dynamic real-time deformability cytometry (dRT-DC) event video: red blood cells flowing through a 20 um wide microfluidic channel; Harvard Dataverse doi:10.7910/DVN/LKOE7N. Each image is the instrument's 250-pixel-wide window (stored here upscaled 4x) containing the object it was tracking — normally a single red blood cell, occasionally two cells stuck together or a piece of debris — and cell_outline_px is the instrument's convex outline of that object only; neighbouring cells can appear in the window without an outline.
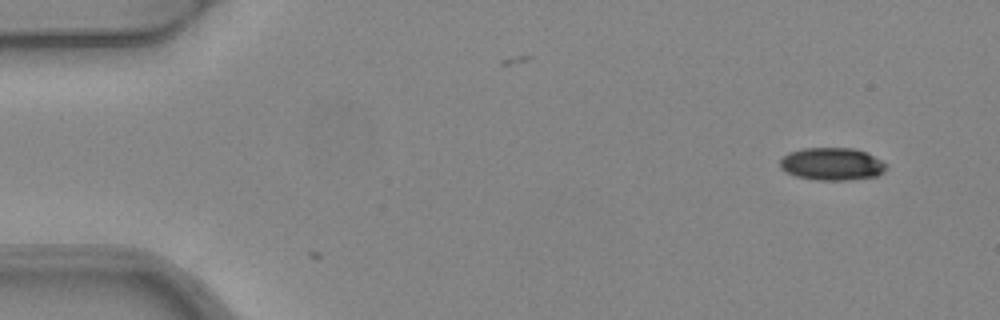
{"species": "common noctule bat (a hibernating species)", "species_latin": "Nyctalus noctula", "temperature_condition": "warm", "stored_images_in_passage": 4, "camera_frame_rate_fps": 3000, "um_per_image_px": 0.085, "animal": {"sex": "female", "body_mass_g": 24.6, "forearm_length_mm": 56.2}, "frame": {"image": 1, "passage_image": 1, "time_ms": 0.0, "image_size_px": [1000, 320], "cell_outline_px": [[888, 168], [884, 172], [876, 176], [844, 180], [816, 180], [796, 176], [780, 168], [780, 160], [788, 152], [804, 148], [852, 148], [868, 152], [888, 164]], "centroid_in_image_um": [70.75, 13.93], "position_along_channel_um": 14.2, "area_um2": 20.29}}
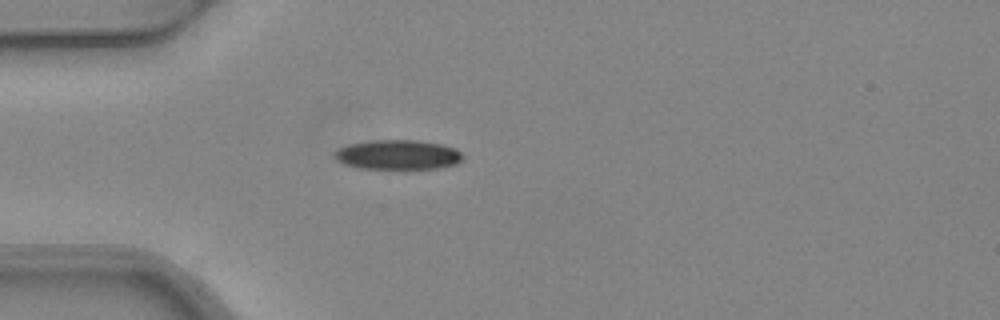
{"frame": {"image": 2, "passage_image": 4, "time_ms": 1.0, "image_size_px": [1000, 320], "cell_outline_px": [[464, 156], [456, 164], [436, 168], [360, 168], [344, 164], [336, 160], [336, 152], [340, 148], [348, 144], [372, 140], [416, 140], [440, 144], [456, 148]], "centroid_in_image_um": [33.83, 13.14], "position_along_channel_um": 51.2, "area_um2": 21.85}}